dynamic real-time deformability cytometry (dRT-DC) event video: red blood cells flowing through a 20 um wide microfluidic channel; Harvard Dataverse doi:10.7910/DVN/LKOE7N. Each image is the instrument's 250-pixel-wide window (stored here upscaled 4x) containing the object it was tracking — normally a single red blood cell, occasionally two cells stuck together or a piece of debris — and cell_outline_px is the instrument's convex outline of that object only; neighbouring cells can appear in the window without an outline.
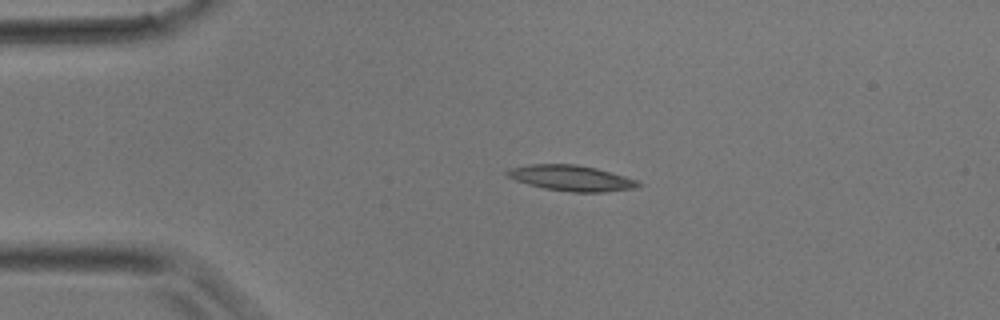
{"species": "common noctule bat (a hibernating species)", "species_latin": "Nyctalus noctula", "temperature_condition": "room temperature", "stored_images_in_passage": 39, "camera_frame_rate_fps": 3000, "um_per_image_px": 0.085, "animal": {"sex": "male", "body_mass_g": 17.9}, "frame": {"image": 1, "passage_image": 8, "time_ms": 2.333, "image_size_px": [1000, 320], "cell_outline_px": [[644, 184], [636, 188], [604, 192], [572, 192], [544, 188], [528, 184], [516, 180], [508, 176], [504, 172], [508, 168], [528, 164], [576, 164], [596, 168], [624, 176], [636, 180]], "centroid_in_image_um": [48.55, 15.13], "position_along_channel_um": 36.4, "area_um2": 19.59}}
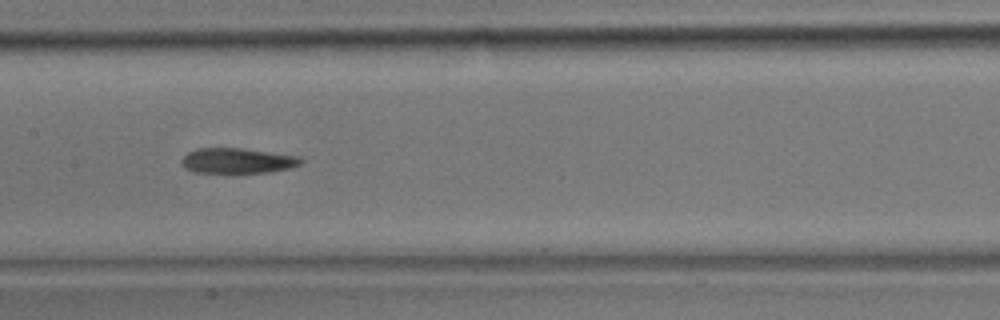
{"frame": {"image": 2, "passage_image": 19, "time_ms": 6.0, "image_size_px": [1000, 320], "cell_outline_px": [[304, 160], [300, 164], [288, 168], [272, 172], [196, 172], [184, 168], [180, 164], [180, 160], [188, 152], [196, 148], [240, 148], [300, 156]], "centroid_in_image_um": [20.16, 13.65], "position_along_channel_um": 187.2, "area_um2": 17.51}}
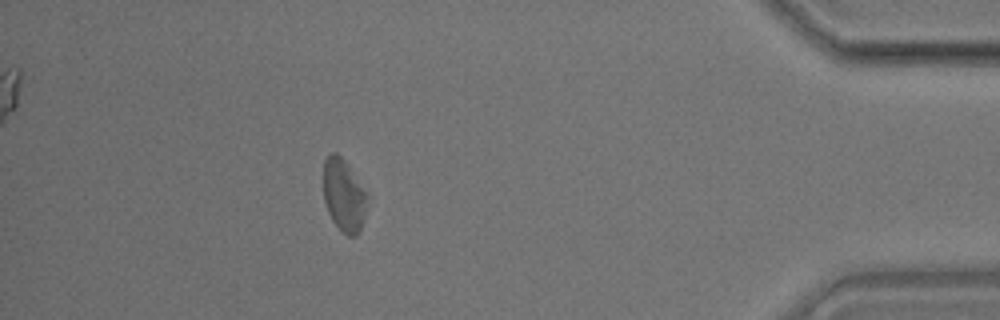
{"frame": {"image": 3, "passage_image": 35, "time_ms": 11.333, "image_size_px": [1000, 320], "cell_outline_px": [[368, 200], [360, 228], [356, 236], [348, 236], [332, 220], [328, 212], [324, 200], [324, 160], [332, 152], [336, 152], [344, 160], [368, 196]], "centroid_in_image_um": [29.21, 16.59], "position_along_channel_um": 406.0, "area_um2": 17.98}}